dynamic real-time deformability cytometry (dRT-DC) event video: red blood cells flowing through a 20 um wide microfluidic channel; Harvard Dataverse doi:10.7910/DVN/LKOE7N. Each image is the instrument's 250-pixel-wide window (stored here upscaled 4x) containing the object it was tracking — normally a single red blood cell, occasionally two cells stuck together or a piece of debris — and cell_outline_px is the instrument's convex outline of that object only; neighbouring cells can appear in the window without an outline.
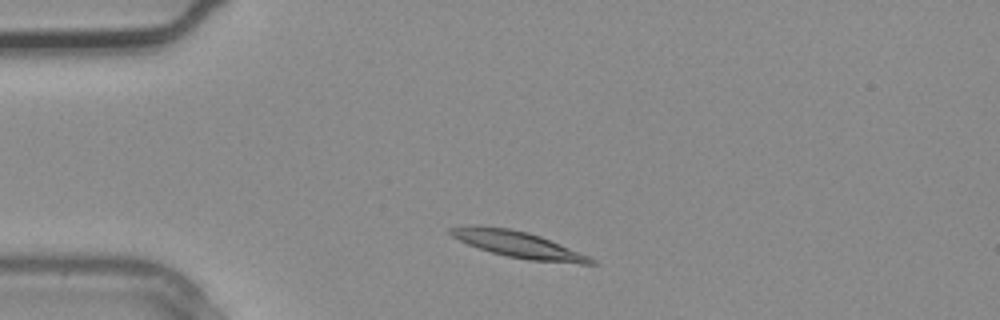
{"species": "common noctule bat (a hibernating species)", "species_latin": "Nyctalus noctula", "temperature_condition": "warm", "stored_images_in_passage": 3, "camera_frame_rate_fps": 3000, "um_per_image_px": 0.085, "animal": {"sex": "male", "body_mass_g": 20.4}, "frame": {"image": 1, "passage_image": 1, "time_ms": 0.0, "image_size_px": [1000, 320], "cell_outline_px": [[596, 264], [580, 264], [528, 260], [508, 256], [492, 252], [468, 244], [452, 236], [448, 232], [448, 228], [472, 224], [480, 224], [508, 228], [528, 232], [540, 236], [580, 252], [596, 260]], "centroid_in_image_um": [44.02, 20.76], "position_along_channel_um": 41.0, "area_um2": 21.62}}
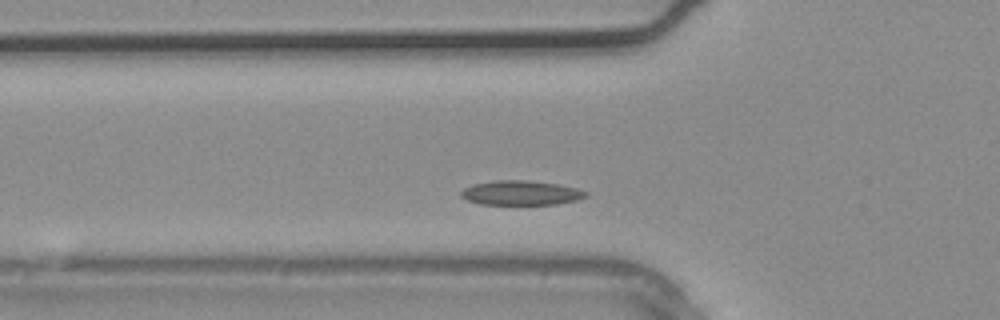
{"frame": {"image": 2, "passage_image": 3, "time_ms": 0.667, "image_size_px": [1000, 320], "cell_outline_px": [[588, 196], [576, 200], [556, 204], [480, 204], [468, 200], [460, 196], [460, 192], [464, 188], [472, 184], [492, 180], [528, 180], [556, 184], [576, 188], [588, 192]], "centroid_in_image_um": [44.25, 16.38], "position_along_channel_um": 81.5, "area_um2": 17.8}}